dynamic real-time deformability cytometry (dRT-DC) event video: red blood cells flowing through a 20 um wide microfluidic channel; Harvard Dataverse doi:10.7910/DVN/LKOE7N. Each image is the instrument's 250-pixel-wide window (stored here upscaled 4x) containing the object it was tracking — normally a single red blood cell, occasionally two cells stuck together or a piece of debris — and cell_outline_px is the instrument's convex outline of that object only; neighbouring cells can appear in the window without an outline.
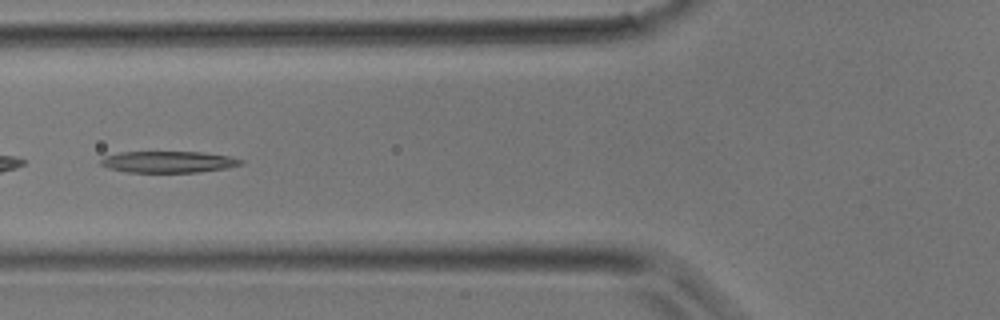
{"species": "common noctule bat (a hibernating species)", "species_latin": "Nyctalus noctula", "temperature_condition": "room temperature", "stored_images_in_passage": 33, "camera_frame_rate_fps": 3000, "um_per_image_px": 0.085, "animal": {"sex": "male", "body_mass_g": 17.9}, "frame": {"image": 1, "passage_image": 10, "time_ms": 3.0, "image_size_px": [1000, 320], "cell_outline_px": [[244, 164], [224, 168], [196, 172], [128, 172], [108, 168], [100, 164], [100, 160], [104, 156], [120, 152], [200, 152], [232, 156], [244, 160]], "centroid_in_image_um": [14.32, 13.75], "position_along_channel_um": 111.5, "area_um2": 17.51}}
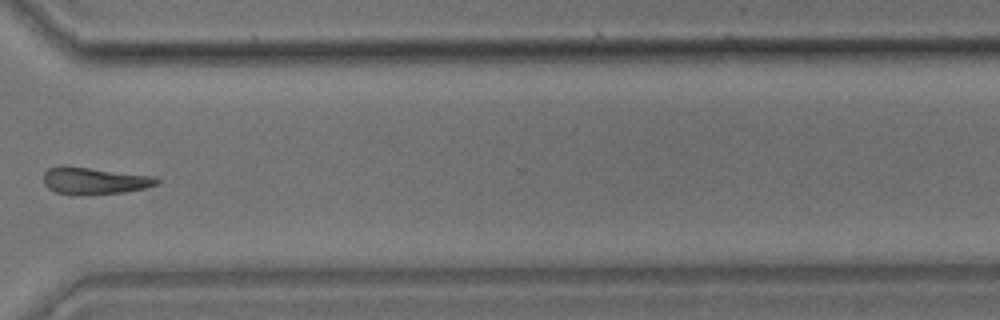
{"frame": {"image": 2, "passage_image": 24, "time_ms": 7.667, "image_size_px": [1000, 320], "cell_outline_px": [[160, 184], [144, 188], [124, 192], [92, 196], [72, 196], [56, 192], [48, 188], [44, 184], [44, 172], [48, 168], [60, 164], [64, 164], [156, 176], [160, 180]], "centroid_in_image_um": [8.0, 15.37], "position_along_channel_um": 362.6, "area_um2": 18.73}}